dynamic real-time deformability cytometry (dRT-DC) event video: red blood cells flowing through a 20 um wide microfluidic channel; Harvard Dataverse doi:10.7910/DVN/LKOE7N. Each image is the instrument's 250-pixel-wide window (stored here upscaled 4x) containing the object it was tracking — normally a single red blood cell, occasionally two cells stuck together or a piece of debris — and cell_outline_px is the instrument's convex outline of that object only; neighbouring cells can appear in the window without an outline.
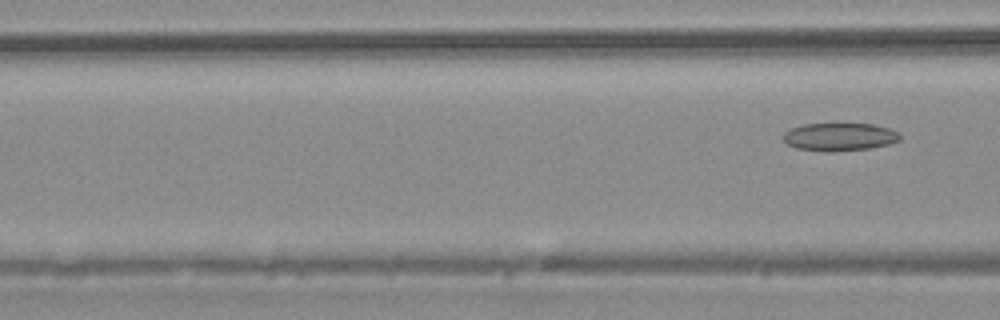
{"species": "common noctule bat (a hibernating species)", "species_latin": "Nyctalus noctula", "temperature_condition": "warm", "stored_images_in_passage": 6, "camera_frame_rate_fps": 3000, "um_per_image_px": 0.085, "animal": {"sex": "male", "body_mass_g": 20.4}, "frame": {"image": 1, "passage_image": 6, "time_ms": 1.667, "image_size_px": [1000, 320], "cell_outline_px": [[900, 140], [888, 144], [868, 148], [832, 152], [824, 152], [796, 148], [788, 144], [784, 140], [784, 132], [792, 128], [804, 124], [840, 120], [872, 124], [888, 128], [900, 132]], "centroid_in_image_um": [71.36, 11.58], "position_along_channel_um": 95.2, "area_um2": 19.88}}